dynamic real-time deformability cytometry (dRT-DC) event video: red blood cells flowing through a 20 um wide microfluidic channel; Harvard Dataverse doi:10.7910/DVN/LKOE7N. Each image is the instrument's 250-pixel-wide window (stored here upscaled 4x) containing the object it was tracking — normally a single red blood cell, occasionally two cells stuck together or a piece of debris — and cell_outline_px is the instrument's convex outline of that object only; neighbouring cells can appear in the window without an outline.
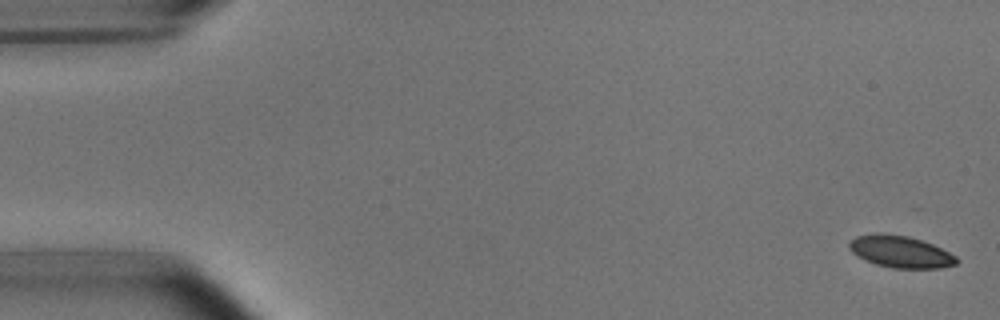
{"species": "common noctule bat (a hibernating species)", "species_latin": "Nyctalus noctula", "temperature_condition": "room temperature", "stored_images_in_passage": 5, "camera_frame_rate_fps": 3000, "um_per_image_px": 0.085, "animal": {"sex": "male", "body_mass_g": 15.6}, "frame": {"image": 1, "passage_image": 1, "time_ms": 0.0, "image_size_px": [1000, 320], "cell_outline_px": [[960, 260], [956, 264], [940, 268], [892, 268], [876, 264], [864, 260], [856, 256], [848, 248], [848, 244], [856, 236], [876, 232], [880, 232], [908, 236], [932, 244], [956, 256]], "centroid_in_image_um": [76.5, 21.39], "position_along_channel_um": 8.5, "area_um2": 20.06}}
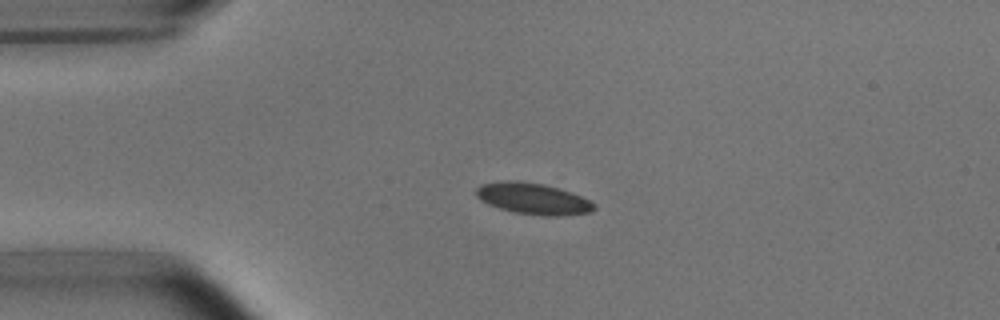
{"frame": {"image": 2, "passage_image": 4, "time_ms": 1.0, "image_size_px": [1000, 320], "cell_outline_px": [[596, 208], [592, 212], [564, 216], [544, 216], [512, 212], [488, 204], [480, 200], [476, 196], [476, 188], [480, 184], [508, 180], [516, 180], [544, 184], [572, 192], [596, 204]], "centroid_in_image_um": [45.32, 16.89], "position_along_channel_um": 39.7, "area_um2": 21.73}}